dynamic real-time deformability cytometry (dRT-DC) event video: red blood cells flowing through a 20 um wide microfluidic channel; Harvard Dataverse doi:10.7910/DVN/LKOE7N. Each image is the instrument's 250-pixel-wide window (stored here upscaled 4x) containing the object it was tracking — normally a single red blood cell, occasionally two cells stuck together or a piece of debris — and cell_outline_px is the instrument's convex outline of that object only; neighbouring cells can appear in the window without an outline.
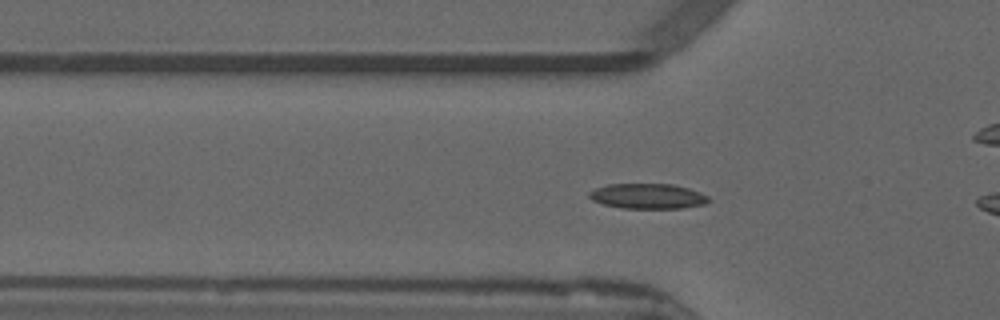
{"species": "common noctule bat (a hibernating species)", "species_latin": "Nyctalus noctula", "temperature_condition": "warm", "stored_images_in_passage": 40, "camera_frame_rate_fps": 3000, "um_per_image_px": 0.085, "animal": {"sex": "male", "forearm_length_mm": 52.5}, "frame": {"image": 1, "passage_image": 15, "time_ms": 4.667, "image_size_px": [1000, 320], "cell_outline_px": [[712, 200], [704, 204], [680, 208], [620, 208], [604, 204], [592, 200], [588, 196], [588, 192], [596, 188], [608, 184], [676, 184], [700, 192], [708, 196]], "centroid_in_image_um": [55.07, 16.67], "position_along_channel_um": 70.7, "area_um2": 17.57}}
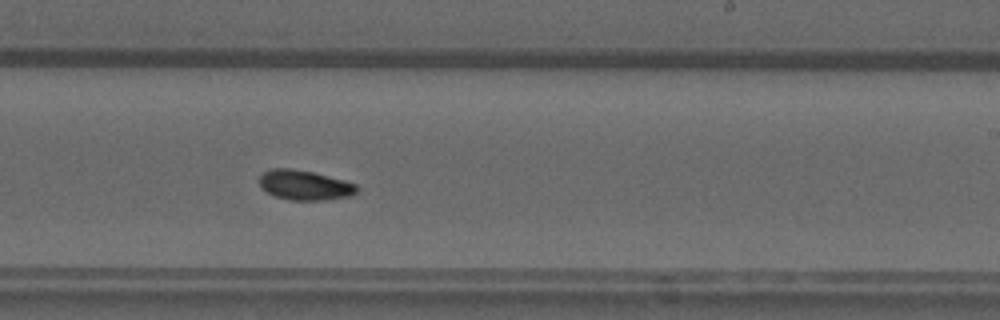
{"frame": {"image": 2, "passage_image": 30, "time_ms": 9.667, "image_size_px": [1000, 320], "cell_outline_px": [[360, 188], [352, 196], [324, 200], [288, 200], [276, 196], [268, 192], [260, 184], [260, 176], [264, 172], [272, 168], [292, 168], [312, 172], [344, 180], [356, 184]], "centroid_in_image_um": [25.94, 15.74], "position_along_channel_um": 263.1, "area_um2": 16.88}}
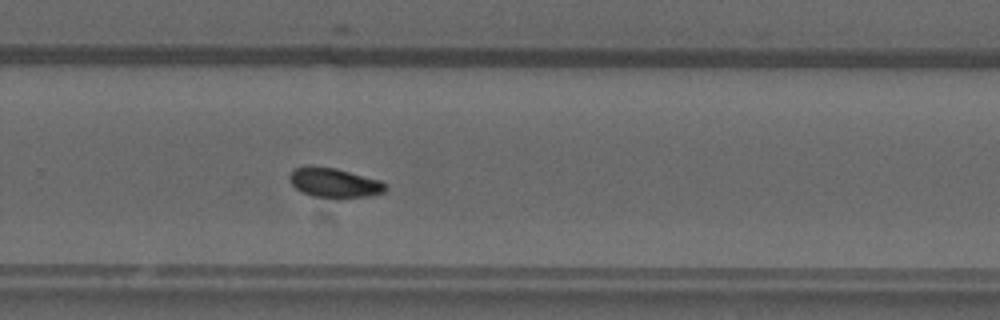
{"frame": {"image": 3, "passage_image": 33, "time_ms": 10.667, "image_size_px": [1000, 320], "cell_outline_px": [[388, 188], [384, 192], [368, 196], [312, 196], [296, 188], [288, 180], [288, 176], [296, 168], [304, 164], [312, 164], [336, 168], [380, 180], [388, 184]], "centroid_in_image_um": [28.4, 15.48], "position_along_channel_um": 301.4, "area_um2": 16.42}, "authors_computed_cell_mechanics": {"area_um2": 16.5886, "velocity_mm_per_s": 3.8411, "shape_relaxation_time_tau1_ms": 6.2894, "shape_relaxation_time_tau2_ms": 4.3643, "deformation_change_tau1": 0.1357, "deformation_change_tau2": 0.0714}}